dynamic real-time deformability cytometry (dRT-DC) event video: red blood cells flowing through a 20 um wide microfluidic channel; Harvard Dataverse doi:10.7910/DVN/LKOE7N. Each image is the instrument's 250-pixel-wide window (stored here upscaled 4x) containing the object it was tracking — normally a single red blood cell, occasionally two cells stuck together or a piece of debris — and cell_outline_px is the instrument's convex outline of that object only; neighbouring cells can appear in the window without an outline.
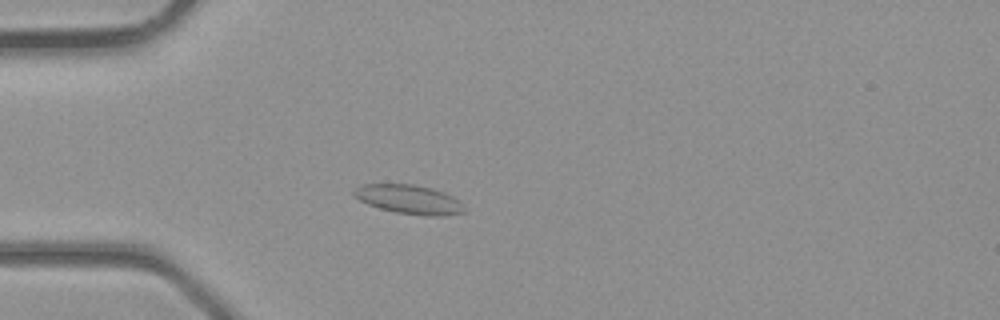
{"species": "common noctule bat (a hibernating species)", "species_latin": "Nyctalus noctula", "temperature_condition": "room temperature", "stored_images_in_passage": 38, "camera_frame_rate_fps": 3000, "um_per_image_px": 0.085, "animal": {"sex": "male", "body_mass_g": 23.1, "forearm_length_mm": 52.7}, "frame": {"image": 1, "passage_image": 10, "time_ms": 3.0, "image_size_px": [1000, 320], "cell_outline_px": [[464, 212], [444, 216], [424, 216], [396, 212], [380, 208], [368, 204], [360, 200], [352, 192], [360, 184], [412, 184], [432, 188], [444, 192], [460, 200], [464, 208]], "centroid_in_image_um": [34.79, 16.95], "position_along_channel_um": 50.2, "area_um2": 18.67}}
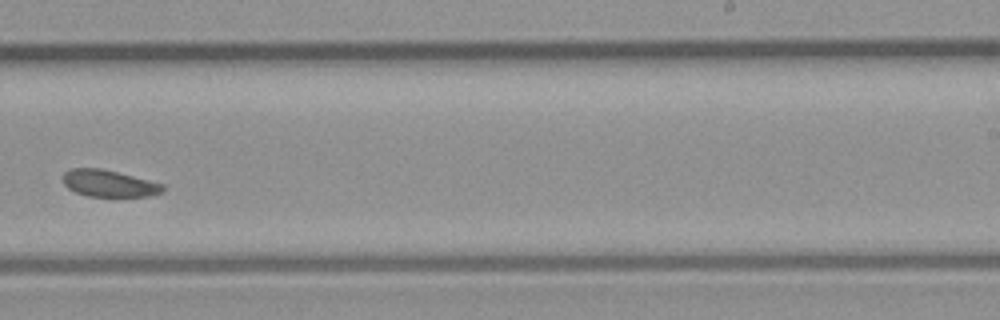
{"frame": {"image": 2, "passage_image": 24, "time_ms": 7.667, "image_size_px": [1000, 320], "cell_outline_px": [[164, 192], [148, 196], [88, 196], [76, 192], [68, 188], [64, 184], [60, 176], [64, 172], [72, 168], [100, 168], [164, 184]], "centroid_in_image_um": [9.22, 15.59], "position_along_channel_um": 279.8, "area_um2": 15.55}}
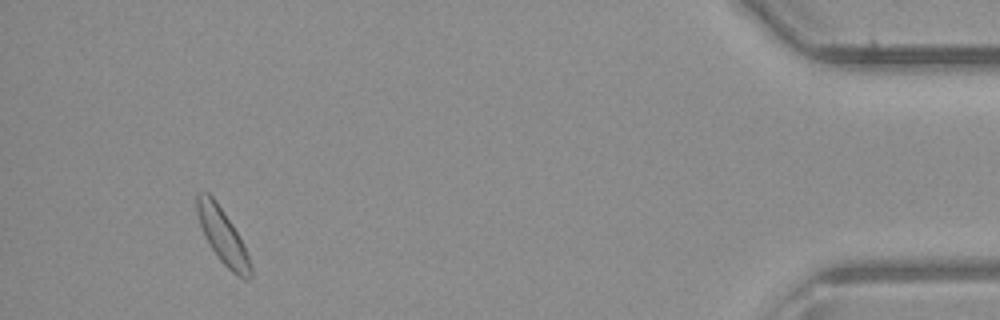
{"frame": {"image": 3, "passage_image": 36, "time_ms": 11.667, "image_size_px": [1000, 320], "cell_outline_px": [[252, 276], [248, 280], [244, 280], [236, 276], [220, 260], [208, 244], [204, 236], [196, 212], [196, 192], [208, 192], [216, 200], [232, 224], [244, 244], [252, 268]], "centroid_in_image_um": [18.92, 20.07], "position_along_channel_um": 416.3, "area_um2": 17.34}}